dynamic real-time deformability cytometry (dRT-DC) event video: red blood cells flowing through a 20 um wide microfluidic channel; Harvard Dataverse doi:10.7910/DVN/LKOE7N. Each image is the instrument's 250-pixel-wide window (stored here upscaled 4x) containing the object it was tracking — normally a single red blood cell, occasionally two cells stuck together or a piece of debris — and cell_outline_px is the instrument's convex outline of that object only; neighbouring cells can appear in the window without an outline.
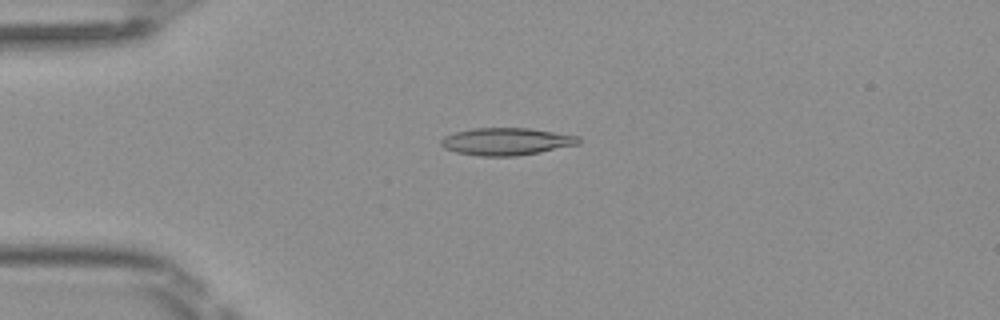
{"species": "Egyptian fruit bat (a non-hibernating species)", "species_latin": "Rousettus aegyptiacus", "temperature_condition": "room temperature", "stored_images_in_passage": 50, "camera_frame_rate_fps": 3000, "um_per_image_px": 0.085, "frame": {"image": 1, "passage_image": 13, "time_ms": 4.0, "image_size_px": [1000, 320], "cell_outline_px": [[580, 140], [576, 144], [536, 152], [512, 156], [484, 156], [460, 152], [448, 148], [444, 144], [444, 140], [448, 136], [460, 132], [480, 128], [524, 128], [576, 136]], "centroid_in_image_um": [43.09, 12.03], "position_along_channel_um": 41.9, "area_um2": 20.4}}
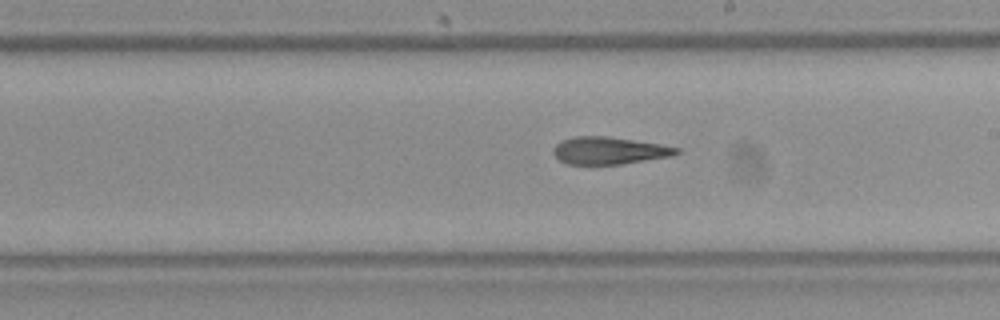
{"frame": {"image": 2, "passage_image": 29, "time_ms": 9.333, "image_size_px": [1000, 320], "cell_outline_px": [[680, 152], [668, 156], [616, 164], [568, 164], [560, 160], [556, 156], [556, 144], [564, 140], [580, 136], [600, 136], [656, 144], [680, 148]], "centroid_in_image_um": [51.75, 12.81], "position_along_channel_um": 237.2, "area_um2": 18.5}}
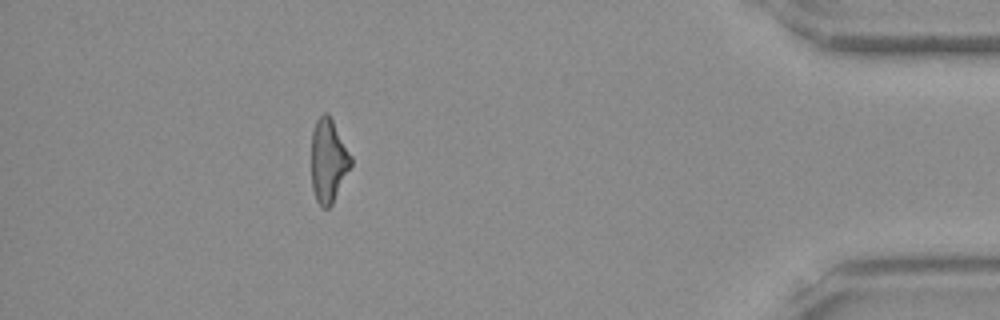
{"frame": {"image": 3, "passage_image": 45, "time_ms": 14.667, "image_size_px": [1000, 320], "cell_outline_px": [[352, 164], [332, 204], [328, 208], [324, 208], [316, 200], [312, 188], [312, 132], [316, 120], [324, 112], [332, 120], [352, 156]], "centroid_in_image_um": [27.91, 13.67], "position_along_channel_um": 407.3, "area_um2": 18.96}, "authors_computed_cell_mechanics": {"area_um2": 19.0162, "velocity_mm_per_s": 4.1429, "shape_relaxation_time_tau1_ms": 10.0014, "shape_relaxation_time_tau2_ms": 3.4758, "deformation_change_tau1": 0.2636, "deformation_change_tau2": 0.1417}}